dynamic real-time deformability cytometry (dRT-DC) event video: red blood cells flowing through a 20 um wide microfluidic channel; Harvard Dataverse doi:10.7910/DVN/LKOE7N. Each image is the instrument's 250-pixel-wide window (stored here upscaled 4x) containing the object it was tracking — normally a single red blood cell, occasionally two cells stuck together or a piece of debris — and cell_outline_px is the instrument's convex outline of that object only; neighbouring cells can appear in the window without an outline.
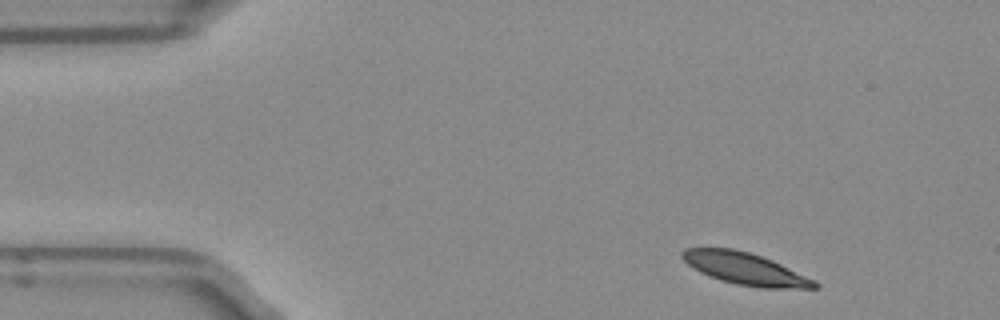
{"species": "Egyptian fruit bat (a non-hibernating species)", "species_latin": "Rousettus aegyptiacus", "temperature_condition": "room temperature", "stored_images_in_passage": 4, "segment_of_instrument_passage": [1, 2], "camera_frame_rate_fps": 3000, "um_per_image_px": 0.085, "frame": {"image": 1, "passage_image": 1, "time_ms": 0.0, "image_size_px": [1000, 320], "cell_outline_px": [[820, 288], [760, 288], [736, 284], [720, 280], [700, 272], [692, 268], [680, 256], [680, 252], [684, 248], [732, 248], [748, 252], [772, 260], [816, 280], [820, 284]], "centroid_in_image_um": [63.34, 22.85], "position_along_channel_um": 21.7, "area_um2": 24.74}}